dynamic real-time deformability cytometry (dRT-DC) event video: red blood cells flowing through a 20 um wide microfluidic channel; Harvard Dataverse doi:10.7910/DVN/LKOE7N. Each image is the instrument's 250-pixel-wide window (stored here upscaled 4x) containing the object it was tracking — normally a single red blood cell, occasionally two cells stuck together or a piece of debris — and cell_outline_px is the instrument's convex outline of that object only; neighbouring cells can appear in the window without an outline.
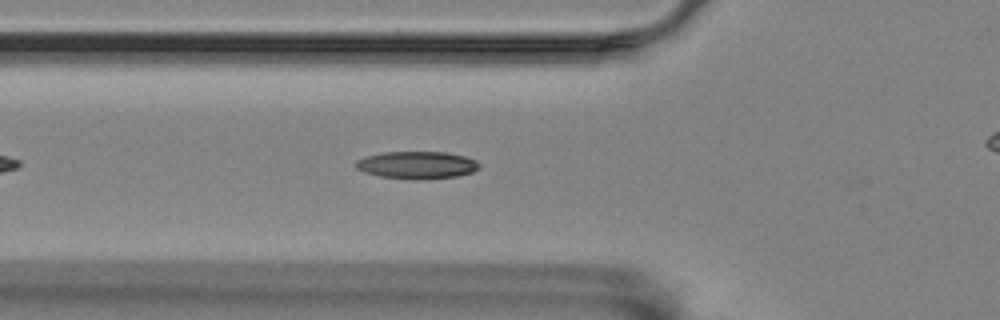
{"species": "Egyptian fruit bat (a non-hibernating species)", "species_latin": "Rousettus aegyptiacus", "temperature_condition": "room temperature", "stored_images_in_passage": 36, "camera_frame_rate_fps": 3000, "um_per_image_px": 0.085, "animal": {"sex": "female"}, "frame": {"image": 1, "passage_image": 6, "time_ms": 1.667, "image_size_px": [1000, 320], "cell_outline_px": [[480, 168], [472, 172], [456, 176], [428, 180], [412, 180], [380, 176], [364, 172], [356, 168], [356, 160], [364, 156], [384, 152], [444, 152], [464, 156], [476, 160], [480, 164]], "centroid_in_image_um": [35.44, 14.04], "position_along_channel_um": 90.4, "area_um2": 19.94}}
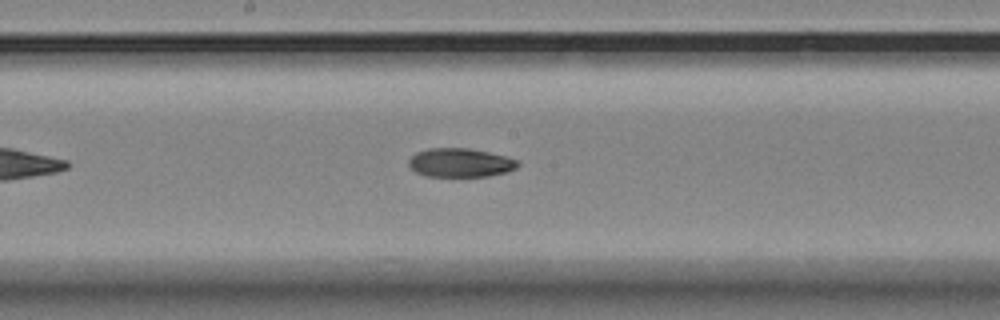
{"frame": {"image": 2, "passage_image": 16, "time_ms": 5.0, "image_size_px": [1000, 320], "cell_outline_px": [[520, 164], [516, 168], [504, 172], [488, 176], [424, 176], [416, 172], [408, 164], [408, 160], [416, 152], [428, 148], [468, 148], [488, 152], [504, 156], [516, 160]], "centroid_in_image_um": [39.08, 13.82], "position_along_channel_um": 209.1, "area_um2": 18.15}}
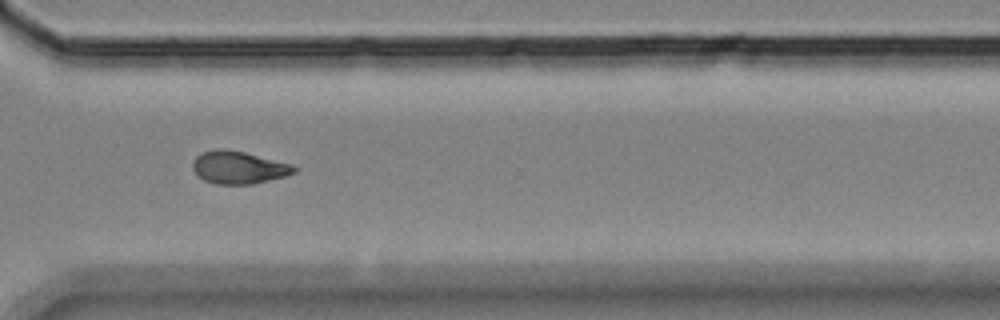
{"frame": {"image": 3, "passage_image": 28, "time_ms": 9.0, "image_size_px": [1000, 320], "cell_outline_px": [[296, 172], [284, 176], [252, 184], [216, 184], [204, 180], [196, 176], [192, 168], [192, 160], [200, 152], [216, 148], [224, 148], [244, 152], [292, 164], [296, 168]], "centroid_in_image_um": [20.21, 14.22], "position_along_channel_um": 350.4, "area_um2": 19.42}, "authors_computed_cell_mechanics": {"area_um2": 19.1318, "velocity_mm_per_s": 3.5332, "shape_relaxation_time_tau1_ms": null, "shape_relaxation_time_tau2_ms": 10.7754, "deformation_change_tau1": null, "deformation_change_tau2": 0.1834}}